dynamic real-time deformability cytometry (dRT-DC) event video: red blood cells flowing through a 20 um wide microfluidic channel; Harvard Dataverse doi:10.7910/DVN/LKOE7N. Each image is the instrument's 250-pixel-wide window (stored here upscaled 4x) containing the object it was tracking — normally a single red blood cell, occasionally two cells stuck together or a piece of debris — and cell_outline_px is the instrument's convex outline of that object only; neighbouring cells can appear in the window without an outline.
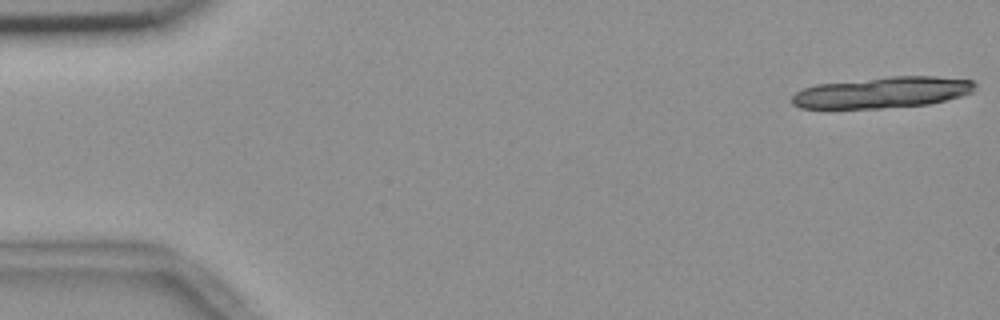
{"species": "common noctule bat (a hibernating species)", "species_latin": "Nyctalus noctula", "temperature_condition": "room temperature", "stored_images_in_passage": 20, "segment_of_instrument_passage": [1, 2], "camera_frame_rate_fps": 3000, "um_per_image_px": 0.085, "animal": {"sex": "female", "body_mass_g": 18.4}, "frame": {"image": 1, "passage_image": 1, "time_ms": 0.0, "image_size_px": [1000, 320], "cell_outline_px": [[976, 84], [972, 92], [960, 96], [928, 104], [880, 108], [800, 108], [792, 104], [792, 96], [796, 92], [804, 88], [816, 84], [892, 76], [932, 76], [972, 80]], "centroid_in_image_um": [74.98, 7.85], "position_along_channel_um": 10.0, "area_um2": 32.95}}